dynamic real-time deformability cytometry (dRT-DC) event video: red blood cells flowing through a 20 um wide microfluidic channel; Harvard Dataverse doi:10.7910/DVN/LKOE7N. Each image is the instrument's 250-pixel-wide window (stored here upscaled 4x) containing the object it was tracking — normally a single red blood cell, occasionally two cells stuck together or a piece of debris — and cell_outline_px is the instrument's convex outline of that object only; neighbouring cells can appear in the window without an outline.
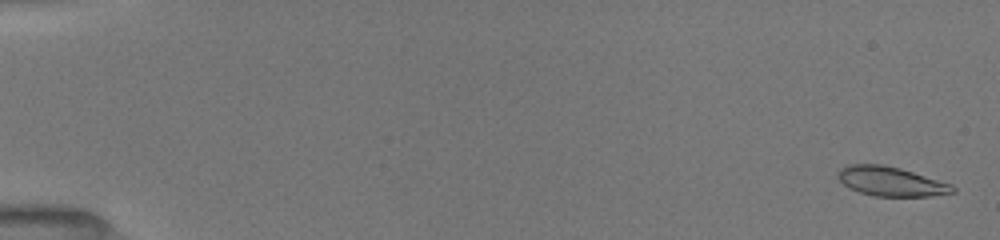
{"species": "common noctule bat (a hibernating species)", "species_latin": "Nyctalus noctula", "temperature_condition": "room temperature", "stored_images_in_passage": 28, "camera_frame_rate_fps": 3000, "um_per_image_px": 0.085, "animal": {"sex": "female", "body_mass_g": 19.5, "forearm_length_mm": 54.1}, "frame": {"image": 1, "passage_image": 2, "time_ms": 0.333, "image_size_px": [1000, 240], "cell_outline_px": [[956, 192], [928, 196], [872, 196], [848, 188], [836, 176], [836, 172], [840, 168], [848, 164], [884, 164], [900, 168], [952, 184], [956, 188]], "centroid_in_image_um": [75.7, 15.41], "position_along_channel_um": 9.3, "area_um2": 19.77}}
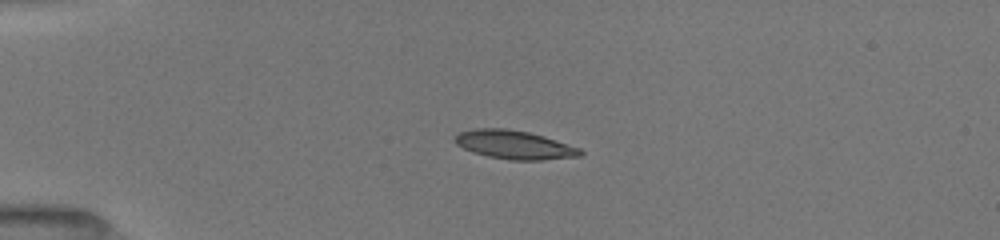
{"frame": {"image": 2, "passage_image": 23, "time_ms": 4.333, "image_size_px": [1000, 240], "cell_outline_px": [[584, 152], [580, 156], [544, 160], [508, 160], [488, 156], [472, 152], [456, 144], [452, 140], [452, 136], [460, 132], [476, 128], [504, 128], [528, 132], [544, 136], [580, 148]], "centroid_in_image_um": [43.69, 12.3], "position_along_channel_um": 41.3, "area_um2": 21.04}}